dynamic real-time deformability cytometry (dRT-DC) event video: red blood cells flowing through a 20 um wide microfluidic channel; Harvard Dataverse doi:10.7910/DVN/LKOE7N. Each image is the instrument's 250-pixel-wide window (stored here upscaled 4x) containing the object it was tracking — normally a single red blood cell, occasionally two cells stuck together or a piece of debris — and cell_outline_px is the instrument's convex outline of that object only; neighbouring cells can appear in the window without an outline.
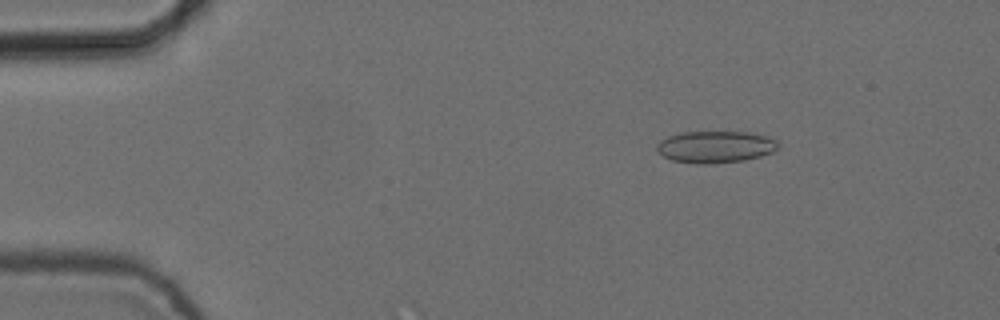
{"species": "common noctule bat (a hibernating species)", "species_latin": "Nyctalus noctula", "temperature_condition": "cold", "stored_images_in_passage": 6, "camera_frame_rate_fps": 3000, "um_per_image_px": 0.085, "animal": {"sex": "female", "body_mass_g": 24.6, "forearm_length_mm": 56.2}, "frame": {"image": 1, "passage_image": 3, "time_ms": 0.667, "image_size_px": [1000, 320], "cell_outline_px": [[776, 148], [772, 152], [760, 156], [744, 160], [708, 164], [700, 164], [672, 160], [664, 156], [656, 148], [656, 144], [660, 140], [668, 136], [680, 132], [748, 132], [768, 136], [776, 140]], "centroid_in_image_um": [60.78, 12.47], "position_along_channel_um": 24.2, "area_um2": 22.37}}
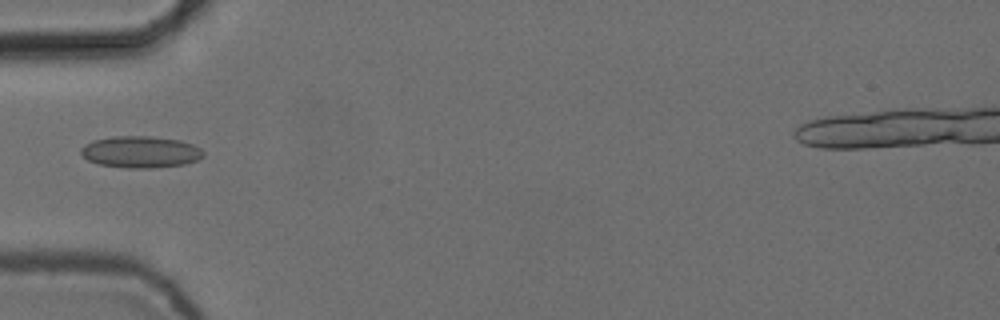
{"frame": {"image": 2, "passage_image": 6, "time_ms": 1.667, "image_size_px": [1000, 320], "cell_outline_px": [[204, 156], [196, 160], [184, 164], [152, 168], [128, 168], [100, 164], [88, 160], [80, 152], [80, 148], [84, 144], [92, 140], [112, 136], [148, 136], [180, 140], [192, 144], [200, 148], [204, 152]], "centroid_in_image_um": [11.93, 12.91], "position_along_channel_um": 73.1, "area_um2": 22.6}}